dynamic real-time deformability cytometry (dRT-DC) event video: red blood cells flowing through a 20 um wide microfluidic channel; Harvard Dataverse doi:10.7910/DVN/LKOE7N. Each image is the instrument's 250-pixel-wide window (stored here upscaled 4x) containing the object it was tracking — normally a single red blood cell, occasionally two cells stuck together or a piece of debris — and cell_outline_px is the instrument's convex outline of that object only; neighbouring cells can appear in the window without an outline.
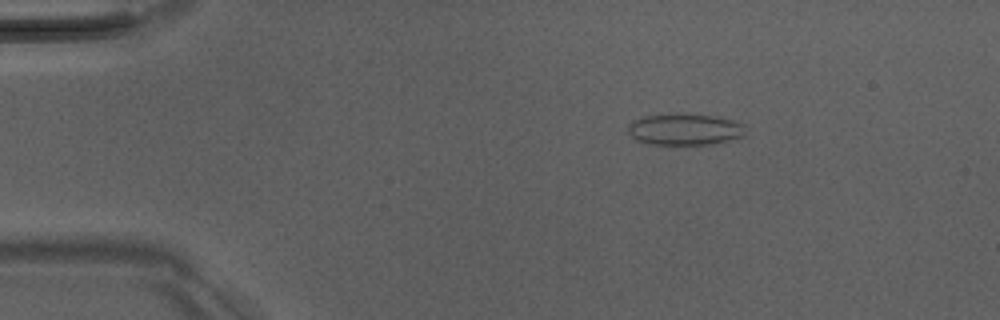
{"species": "Egyptian fruit bat (a non-hibernating species)", "species_latin": "Rousettus aegyptiacus", "temperature_condition": "room temperature", "stored_images_in_passage": 11, "camera_frame_rate_fps": 3000, "um_per_image_px": 0.085, "animal": {"sex": "male"}, "frame": {"image": 1, "passage_image": 2, "time_ms": 0.333, "image_size_px": [1000, 320], "cell_outline_px": [[744, 136], [712, 144], [648, 144], [636, 140], [628, 132], [628, 124], [632, 120], [644, 116], [672, 112], [680, 112], [716, 116], [732, 120], [744, 124]], "centroid_in_image_um": [58.16, 10.96], "position_along_channel_um": 26.8, "area_um2": 21.96}}